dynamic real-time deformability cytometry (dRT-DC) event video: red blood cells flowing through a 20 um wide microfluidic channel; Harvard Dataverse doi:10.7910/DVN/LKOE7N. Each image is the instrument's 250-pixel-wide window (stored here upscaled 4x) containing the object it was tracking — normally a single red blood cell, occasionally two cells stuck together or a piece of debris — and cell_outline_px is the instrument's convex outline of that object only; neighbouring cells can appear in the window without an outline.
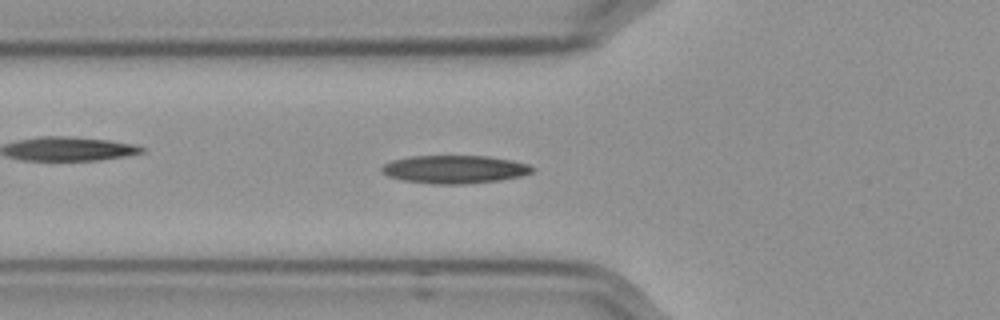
{"species": "Egyptian fruit bat (a non-hibernating species)", "species_latin": "Rousettus aegyptiacus", "temperature_condition": "cold", "stored_images_in_passage": 57, "segment_of_instrument_passage": [1, 2], "camera_frame_rate_fps": 3000, "um_per_image_px": 0.085, "frame": {"image": 1, "passage_image": 20, "time_ms": 6.333, "image_size_px": [1000, 320], "cell_outline_px": [[536, 168], [532, 172], [520, 176], [500, 180], [468, 184], [432, 184], [404, 180], [388, 176], [380, 172], [380, 168], [384, 164], [392, 160], [412, 156], [488, 156], [528, 164]], "centroid_in_image_um": [38.62, 14.4], "position_along_channel_um": 87.2, "area_um2": 24.62}}
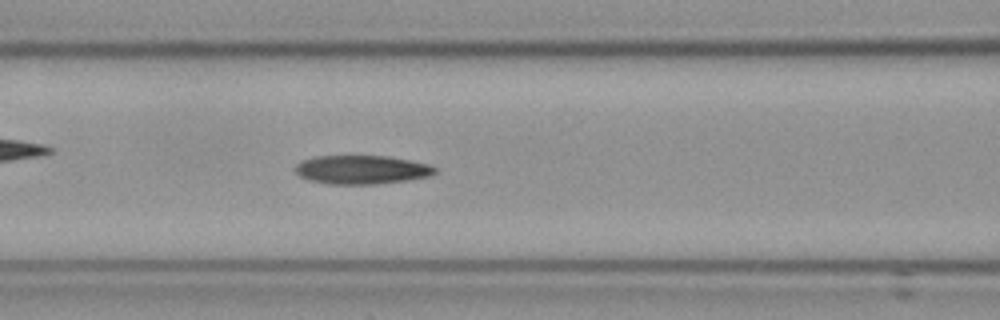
{"frame": {"image": 2, "passage_image": 24, "time_ms": 7.667, "image_size_px": [1000, 320], "cell_outline_px": [[436, 172], [428, 176], [404, 180], [372, 184], [332, 184], [308, 180], [300, 176], [296, 172], [296, 164], [304, 160], [316, 156], [388, 156], [428, 164], [436, 168]], "centroid_in_image_um": [30.71, 14.42], "position_along_channel_um": 135.9, "area_um2": 23.0}}
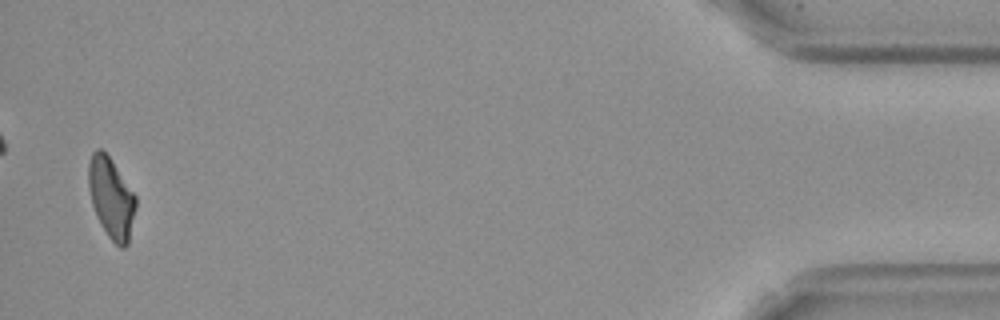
{"frame": {"image": 3, "passage_image": 55, "time_ms": 18.0, "image_size_px": [1000, 320], "cell_outline_px": [[136, 208], [128, 244], [124, 248], [120, 248], [108, 236], [92, 204], [88, 188], [88, 164], [92, 152], [96, 148], [100, 148], [112, 160], [136, 196]], "centroid_in_image_um": [9.46, 16.8], "position_along_channel_um": 425.7, "area_um2": 22.02}}